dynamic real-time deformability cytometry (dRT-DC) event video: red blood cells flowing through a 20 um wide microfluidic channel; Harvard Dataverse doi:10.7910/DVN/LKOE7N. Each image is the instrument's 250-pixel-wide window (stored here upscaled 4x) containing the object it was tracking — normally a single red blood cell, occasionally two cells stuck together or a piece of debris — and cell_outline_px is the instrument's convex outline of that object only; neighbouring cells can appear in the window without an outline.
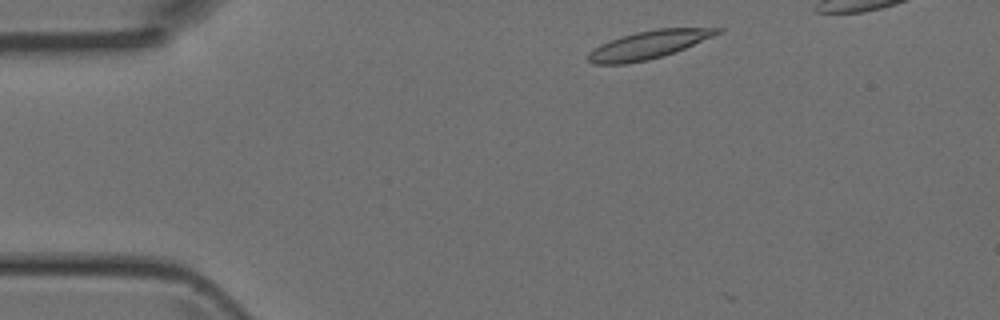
{"species": "Egyptian fruit bat (a non-hibernating species)", "species_latin": "Rousettus aegyptiacus", "temperature_condition": "room temperature", "stored_images_in_passage": 9, "camera_frame_rate_fps": 3000, "um_per_image_px": 0.085, "animal": {"sex": "female"}, "frame": {"image": 1, "passage_image": 2, "time_ms": 0.333, "image_size_px": [1000, 320], "cell_outline_px": [[724, 32], [676, 52], [648, 60], [624, 64], [592, 64], [588, 60], [588, 52], [600, 44], [620, 36], [636, 32], [656, 28], [724, 28]], "centroid_in_image_um": [55.15, 3.8], "position_along_channel_um": 29.9, "area_um2": 21.27}}